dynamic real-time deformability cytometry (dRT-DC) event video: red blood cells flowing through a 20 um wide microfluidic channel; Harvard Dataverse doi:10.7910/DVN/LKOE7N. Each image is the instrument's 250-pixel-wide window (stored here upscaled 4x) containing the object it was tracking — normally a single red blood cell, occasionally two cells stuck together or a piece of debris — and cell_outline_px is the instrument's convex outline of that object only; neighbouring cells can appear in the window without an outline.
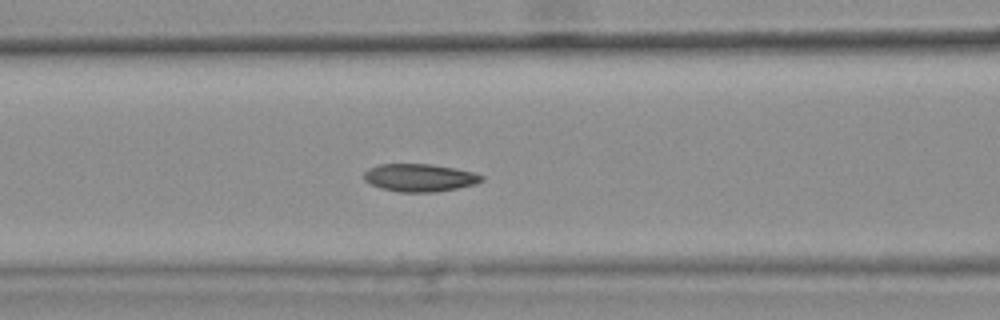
{"species": "common noctule bat (a hibernating species)", "species_latin": "Nyctalus noctula", "temperature_condition": "warm", "stored_images_in_passage": 42, "camera_frame_rate_fps": 3000, "um_per_image_px": 0.085, "animal": {"sex": "female", "body_mass_g": 25.1}, "frame": {"image": 1, "passage_image": 19, "time_ms": 6.0, "image_size_px": [1000, 320], "cell_outline_px": [[484, 180], [476, 184], [436, 192], [400, 192], [380, 188], [364, 180], [364, 172], [368, 168], [380, 164], [432, 164], [456, 168], [472, 172], [484, 176]], "centroid_in_image_um": [35.68, 15.1], "position_along_channel_um": 130.9, "area_um2": 19.07}, "authors_computed_cell_mechanics": {"area_um2": 19.1318, "velocity_mm_per_s": 3.7971, "shape_relaxation_time_tau1_ms": null, "shape_relaxation_time_tau2_ms": 3.4356, "deformation_change_tau1": null, "deformation_change_tau2": 0.0822}}